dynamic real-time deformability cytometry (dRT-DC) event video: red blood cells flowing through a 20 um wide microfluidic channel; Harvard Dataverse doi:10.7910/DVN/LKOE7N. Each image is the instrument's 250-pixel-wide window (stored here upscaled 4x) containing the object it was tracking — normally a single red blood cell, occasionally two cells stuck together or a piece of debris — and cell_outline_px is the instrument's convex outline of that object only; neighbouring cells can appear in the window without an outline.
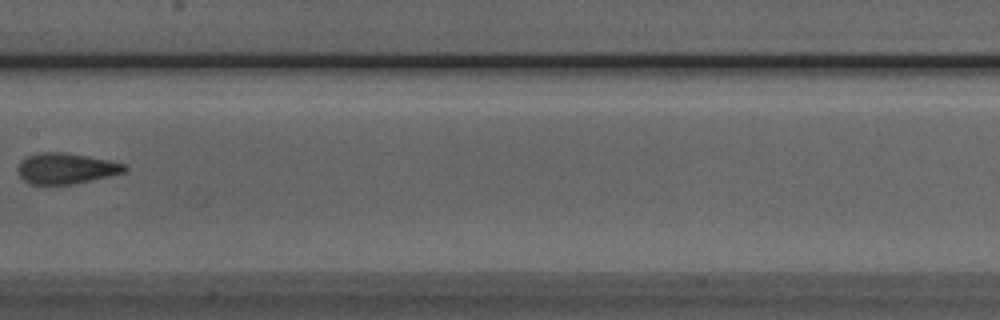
{"species": "Egyptian fruit bat (a non-hibernating species)", "species_latin": "Rousettus aegyptiacus", "temperature_condition": "room temperature", "stored_images_in_passage": 9, "camera_frame_rate_fps": 3000, "um_per_image_px": 0.085, "animal": {"sex": "male"}, "frame": {"image": 1, "passage_image": 8, "time_ms": 8.0, "image_size_px": [1000, 320], "cell_outline_px": [[128, 168], [124, 172], [108, 176], [72, 184], [28, 184], [20, 176], [16, 168], [20, 160], [24, 156], [36, 152], [64, 152], [88, 156], [128, 164]], "centroid_in_image_um": [5.56, 14.3], "position_along_channel_um": 201.8, "area_um2": 19.36}}
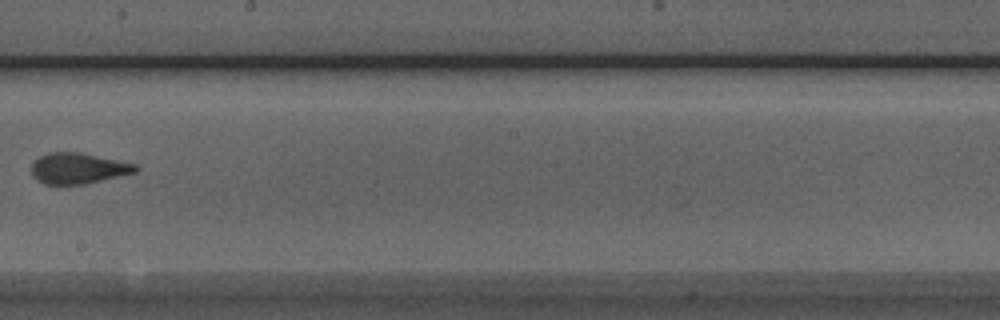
{"frame": {"image": 2, "passage_image": 9, "time_ms": 9.0, "image_size_px": [1000, 320], "cell_outline_px": [[140, 168], [136, 172], [84, 184], [44, 184], [36, 180], [32, 176], [32, 164], [40, 156], [48, 152], [80, 152], [136, 164]], "centroid_in_image_um": [6.63, 14.3], "position_along_channel_um": 241.6, "area_um2": 18.61}}